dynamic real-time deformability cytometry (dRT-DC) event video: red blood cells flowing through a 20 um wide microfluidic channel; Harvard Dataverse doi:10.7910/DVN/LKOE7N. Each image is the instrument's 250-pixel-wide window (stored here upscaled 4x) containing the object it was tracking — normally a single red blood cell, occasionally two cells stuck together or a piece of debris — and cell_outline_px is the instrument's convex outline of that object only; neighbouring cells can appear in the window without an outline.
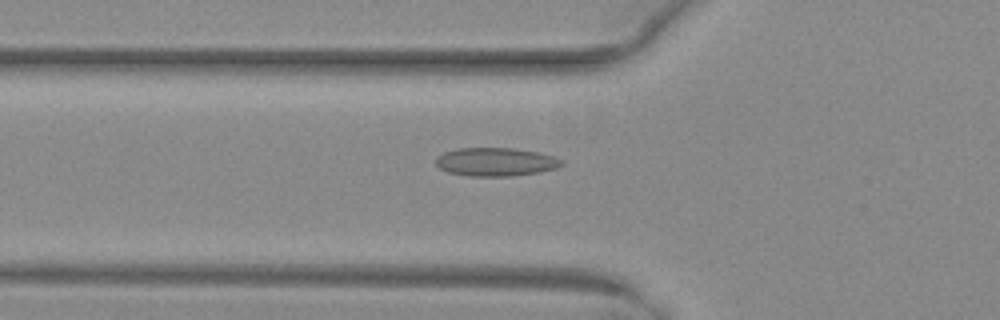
{"species": "common noctule bat (a hibernating species)", "species_latin": "Nyctalus noctula", "temperature_condition": "warm", "stored_images_in_passage": 30, "camera_frame_rate_fps": 3000, "um_per_image_px": 0.085, "animal": {"sex": "female", "body_mass_g": 29.2, "forearm_length_mm": 56.3}, "frame": {"image": 1, "passage_image": 2, "time_ms": 0.333, "image_size_px": [1000, 320], "cell_outline_px": [[564, 164], [556, 168], [540, 172], [512, 176], [468, 176], [448, 172], [440, 168], [436, 164], [436, 156], [444, 152], [456, 148], [512, 148], [536, 152], [552, 156], [564, 160]], "centroid_in_image_um": [42.13, 13.76], "position_along_channel_um": 83.7, "area_um2": 20.87}}
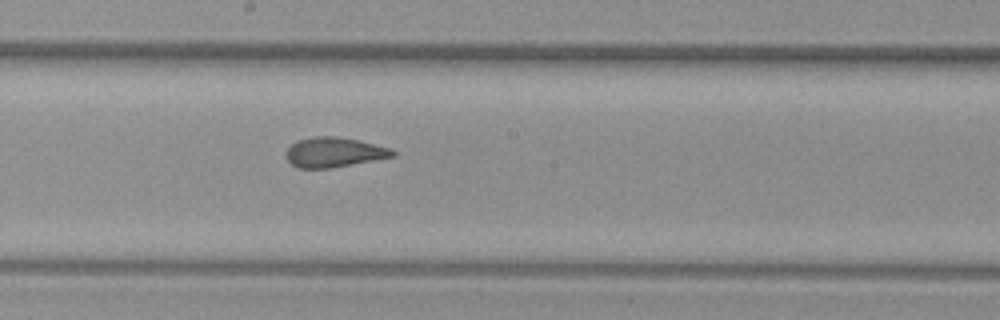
{"frame": {"image": 2, "passage_image": 12, "time_ms": 3.667, "image_size_px": [1000, 320], "cell_outline_px": [[396, 156], [328, 168], [296, 168], [284, 156], [284, 152], [296, 140], [316, 136], [332, 136], [360, 140], [392, 148], [396, 152]], "centroid_in_image_um": [28.38, 12.93], "position_along_channel_um": 219.8, "area_um2": 18.61}}
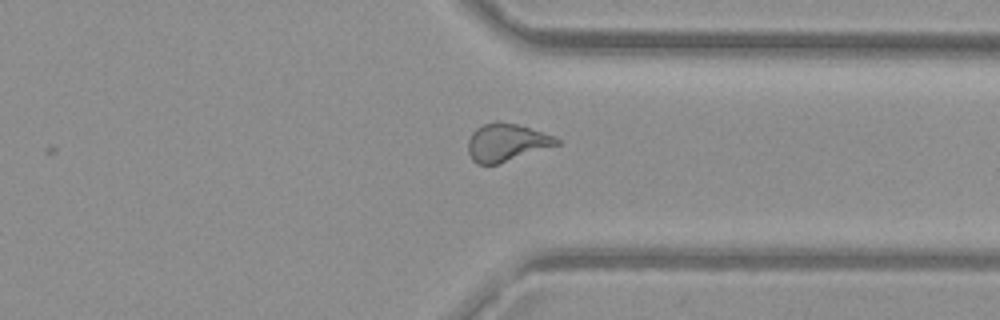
{"frame": {"image": 3, "passage_image": 23, "time_ms": 7.333, "image_size_px": [1000, 320], "cell_outline_px": [[560, 144], [496, 164], [476, 164], [472, 160], [468, 152], [468, 140], [472, 132], [476, 128], [484, 124], [496, 120], [516, 124], [552, 136], [560, 140]], "centroid_in_image_um": [42.99, 12.1], "position_along_channel_um": 368.4, "area_um2": 19.13}, "authors_computed_cell_mechanics": {"area_um2": 18.9584, "velocity_mm_per_s": 4.0561, "shape_relaxation_time_tau1_ms": null, "shape_relaxation_time_tau2_ms": 0.8057, "deformation_change_tau1": null, "deformation_change_tau2": 0.0707}}